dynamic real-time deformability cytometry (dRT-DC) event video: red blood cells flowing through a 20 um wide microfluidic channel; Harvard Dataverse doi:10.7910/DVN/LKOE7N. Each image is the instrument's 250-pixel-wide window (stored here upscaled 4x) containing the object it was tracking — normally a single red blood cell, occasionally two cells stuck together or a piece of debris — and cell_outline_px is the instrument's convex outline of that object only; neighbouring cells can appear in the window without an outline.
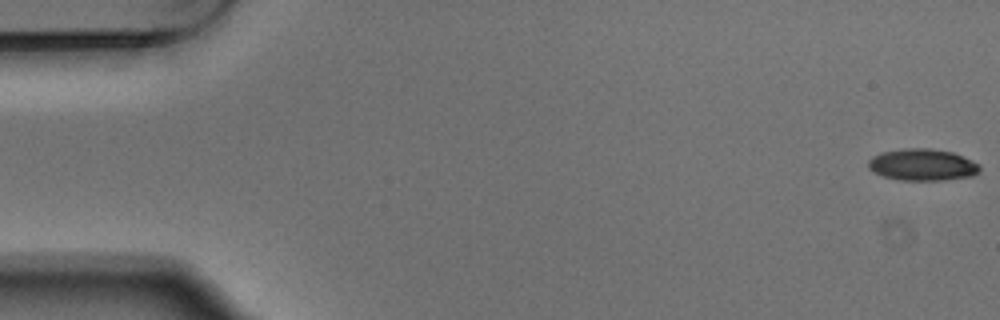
{"species": "Egyptian fruit bat (a non-hibernating species)", "species_latin": "Rousettus aegyptiacus", "temperature_condition": "warm", "stored_images_in_passage": 5, "camera_frame_rate_fps": 3000, "um_per_image_px": 0.085, "animal": {"sex": "male"}, "frame": {"image": 1, "passage_image": 1, "time_ms": 0.0, "image_size_px": [1000, 320], "cell_outline_px": [[980, 172], [972, 176], [940, 180], [900, 180], [884, 176], [872, 172], [868, 168], [868, 160], [872, 156], [880, 152], [904, 148], [928, 148], [952, 152], [972, 160], [980, 164]], "centroid_in_image_um": [78.39, 14.0], "position_along_channel_um": 6.6, "area_um2": 20.75}}
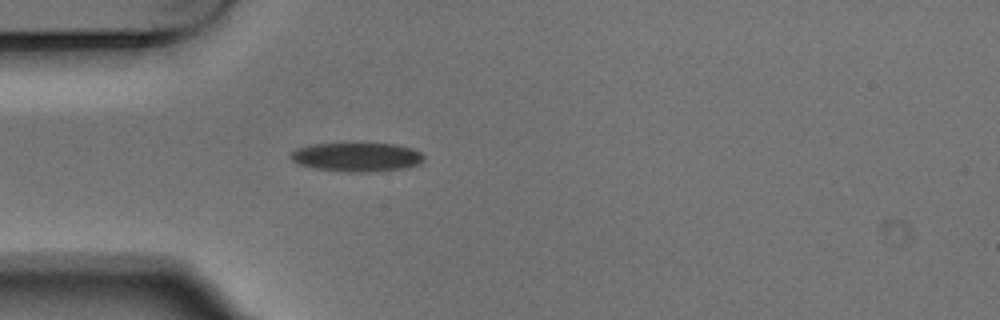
{"frame": {"image": 2, "passage_image": 5, "time_ms": 1.333, "image_size_px": [1000, 320], "cell_outline_px": [[424, 160], [420, 164], [404, 168], [368, 172], [352, 172], [316, 168], [300, 164], [292, 160], [288, 156], [296, 148], [312, 144], [344, 140], [364, 140], [396, 144], [412, 148], [420, 152], [424, 156]], "centroid_in_image_um": [30.33, 13.27], "position_along_channel_um": 54.7, "area_um2": 23.76}}